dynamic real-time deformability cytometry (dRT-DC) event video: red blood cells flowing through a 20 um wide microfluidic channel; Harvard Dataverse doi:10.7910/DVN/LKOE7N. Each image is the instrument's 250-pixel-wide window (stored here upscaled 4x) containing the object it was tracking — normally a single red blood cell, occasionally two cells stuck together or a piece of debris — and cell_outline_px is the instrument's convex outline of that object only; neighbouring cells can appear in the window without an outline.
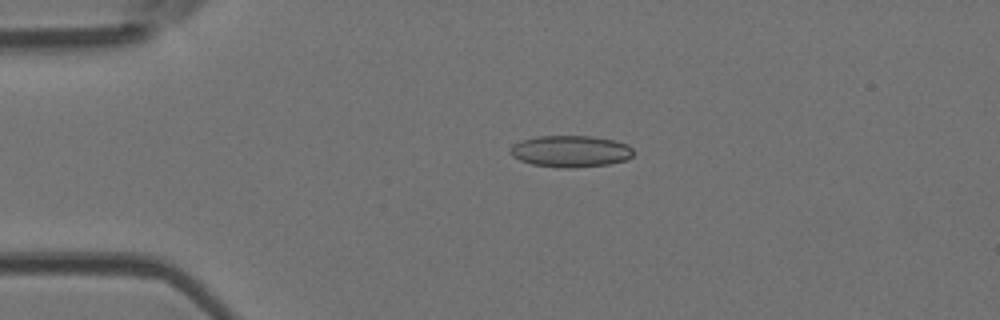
{"species": "Egyptian fruit bat (a non-hibernating species)", "species_latin": "Rousettus aegyptiacus", "temperature_condition": "room temperature", "stored_images_in_passage": 4, "camera_frame_rate_fps": 3000, "um_per_image_px": 0.085, "animal": {"sex": "female"}, "frame": {"image": 1, "passage_image": 3, "time_ms": 0.667, "image_size_px": [1000, 320], "cell_outline_px": [[632, 156], [624, 160], [608, 164], [572, 168], [560, 168], [532, 164], [520, 160], [512, 156], [508, 152], [512, 144], [520, 140], [536, 136], [592, 136], [616, 140], [628, 144], [632, 148]], "centroid_in_image_um": [48.46, 12.85], "position_along_channel_um": 36.5, "area_um2": 22.89}}